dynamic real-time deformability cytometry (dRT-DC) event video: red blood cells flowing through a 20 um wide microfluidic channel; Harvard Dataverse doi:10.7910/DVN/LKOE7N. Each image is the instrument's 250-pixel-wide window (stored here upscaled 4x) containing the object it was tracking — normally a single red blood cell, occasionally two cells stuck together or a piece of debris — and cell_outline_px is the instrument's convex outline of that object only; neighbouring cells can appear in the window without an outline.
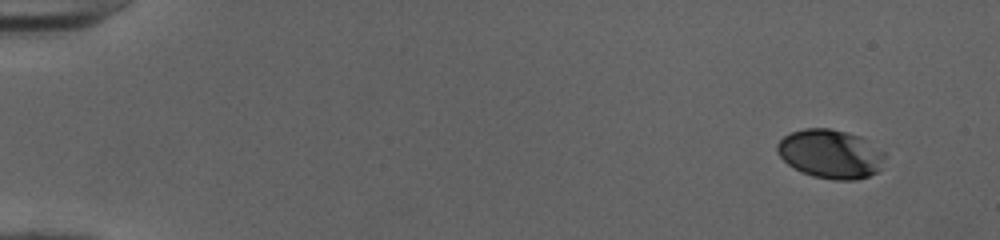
{"species": "human", "species_latin": "Homo sapiens", "temperature_condition": "cold", "stored_images_in_passage": 49, "camera_frame_rate_fps": 3000, "um_per_image_px": 0.085, "donor": {"sex": "female"}, "frame": {"image": 1, "passage_image": 1, "time_ms": 0.0, "image_size_px": [1000, 240], "cell_outline_px": [[884, 156], [880, 168], [876, 172], [868, 176], [856, 180], [832, 180], [812, 176], [800, 172], [788, 164], [780, 156], [776, 148], [776, 144], [784, 136], [792, 132], [804, 128], [828, 128], [860, 136], [884, 152]], "centroid_in_image_um": [70.56, 13.09], "position_along_channel_um": 14.4, "area_um2": 30.52}}
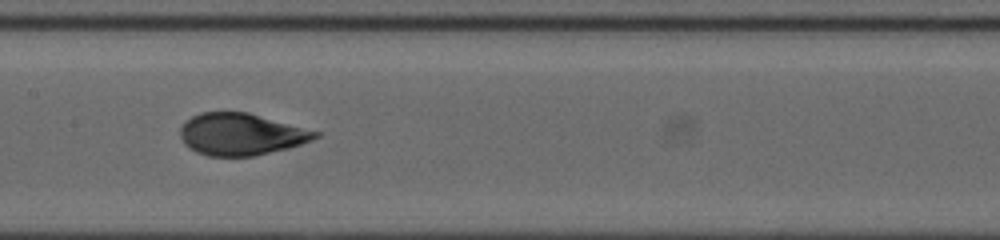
{"frame": {"image": 2, "passage_image": 25, "time_ms": 8.0, "image_size_px": [1000, 240], "cell_outline_px": [[320, 136], [312, 140], [288, 148], [252, 156], [208, 156], [196, 152], [188, 148], [184, 144], [180, 136], [180, 128], [192, 116], [200, 112], [248, 112], [320, 132]], "centroid_in_image_um": [20.47, 11.41], "position_along_channel_um": 186.9, "area_um2": 32.89}}
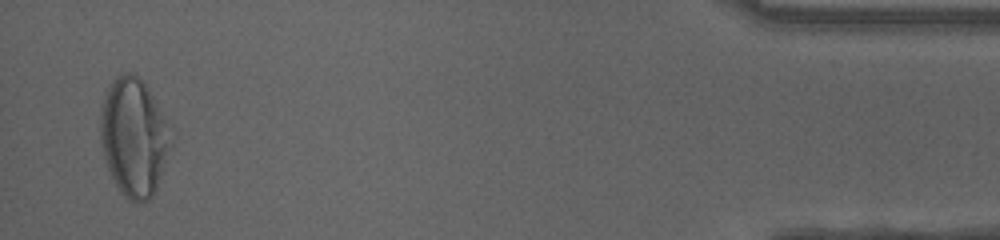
{"frame": {"image": 3, "passage_image": 48, "time_ms": 15.667, "image_size_px": [1000, 240], "cell_outline_px": [[164, 152], [160, 172], [156, 188], [152, 196], [148, 200], [136, 204], [128, 200], [120, 192], [108, 168], [104, 156], [100, 140], [100, 108], [108, 84], [124, 72], [132, 72], [148, 88], [164, 120]], "centroid_in_image_um": [11.23, 11.65], "position_along_channel_um": 424.0, "area_um2": 46.24}, "authors_computed_cell_mechanics": {"area_um2": 33.0616, "velocity_mm_per_s": 4.0247, "shape_relaxation_time_tau1_ms": 5.8201, "shape_relaxation_time_tau2_ms": 0.6917, "deformation_change_tau1": 0.2111, "deformation_change_tau2": 0.0569}}